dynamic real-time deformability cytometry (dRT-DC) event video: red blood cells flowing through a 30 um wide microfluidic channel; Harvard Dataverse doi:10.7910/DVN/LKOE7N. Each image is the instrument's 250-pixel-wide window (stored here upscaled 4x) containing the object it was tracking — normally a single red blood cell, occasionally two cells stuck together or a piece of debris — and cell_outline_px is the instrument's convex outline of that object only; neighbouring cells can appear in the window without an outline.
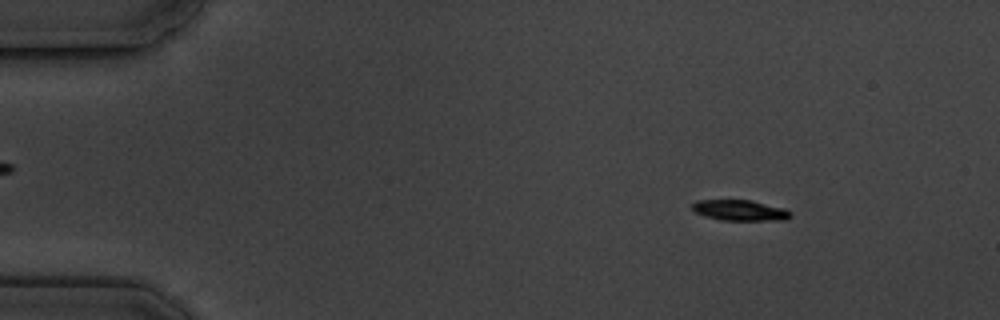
{"species": "common noctule bat (a hibernating species)", "species_latin": "Nyctalus noctula", "temperature_condition": "cold", "stored_images_in_passage": 4, "camera_frame_rate_fps": 3000, "um_per_image_px": 0.085, "animal": {"sex": "male", "body_mass_g": 19.5, "forearm_length_mm": 54.6}, "frame": {"image": 1, "passage_image": 1, "time_ms": 0.0, "image_size_px": [1000, 320], "cell_outline_px": [[792, 216], [788, 220], [720, 220], [704, 216], [696, 212], [692, 208], [692, 204], [696, 200], [752, 200], [784, 208], [792, 212]], "centroid_in_image_um": [62.93, 17.88], "position_along_channel_um": 22.1, "area_um2": 11.96}}